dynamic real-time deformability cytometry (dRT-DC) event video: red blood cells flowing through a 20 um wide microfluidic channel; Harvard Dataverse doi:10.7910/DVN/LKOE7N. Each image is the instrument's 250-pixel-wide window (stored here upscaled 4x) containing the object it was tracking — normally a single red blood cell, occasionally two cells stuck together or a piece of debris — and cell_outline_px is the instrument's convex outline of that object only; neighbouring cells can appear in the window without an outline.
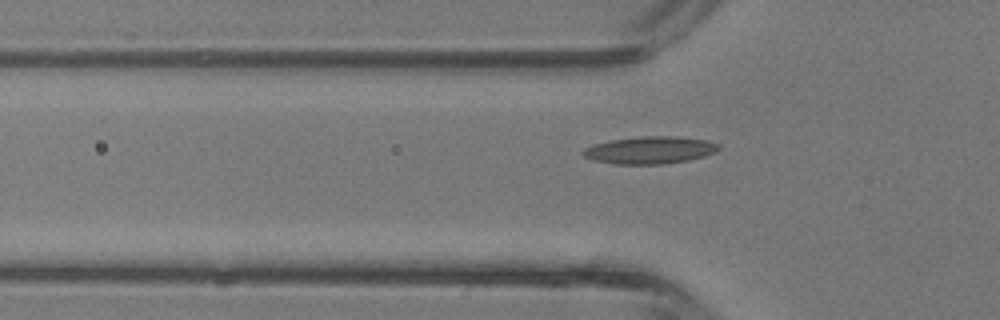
{"species": "common noctule bat (a hibernating species)", "species_latin": "Nyctalus noctula", "temperature_condition": "room temperature", "stored_images_in_passage": 4, "camera_frame_rate_fps": 3000, "um_per_image_px": 0.085, "animal": {"sex": "male", "body_mass_g": 13.3}, "frame": {"image": 1, "passage_image": 4, "time_ms": 1.0, "image_size_px": [1000, 320], "cell_outline_px": [[720, 148], [704, 156], [688, 160], [664, 164], [616, 164], [592, 160], [584, 156], [580, 152], [584, 148], [592, 144], [612, 140], [640, 136], [676, 136], [704, 140], [720, 144]], "centroid_in_image_um": [55.19, 12.76], "position_along_channel_um": 70.6, "area_um2": 21.56}}